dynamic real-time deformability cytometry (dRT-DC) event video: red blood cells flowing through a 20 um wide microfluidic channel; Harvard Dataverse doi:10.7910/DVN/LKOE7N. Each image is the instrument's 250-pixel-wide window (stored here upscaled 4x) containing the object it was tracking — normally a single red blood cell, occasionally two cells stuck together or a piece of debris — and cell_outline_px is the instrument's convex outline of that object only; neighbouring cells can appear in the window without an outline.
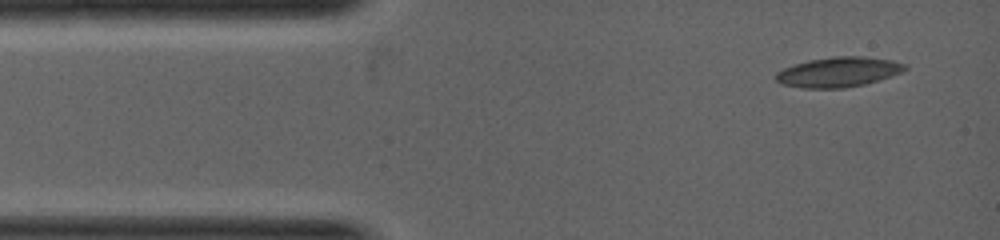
{"species": "common noctule bat (a hibernating species)", "species_latin": "Nyctalus noctula", "temperature_condition": "warm", "stored_images_in_passage": 14, "camera_frame_rate_fps": 5000, "um_per_image_px": 0.085, "animal": {"sex": "female", "body_mass_g": 19.0, "forearm_length_mm": 53.3}, "frame": {"image": 1, "passage_image": 1, "time_ms": 0.0, "image_size_px": [1000, 240], "cell_outline_px": [[908, 68], [892, 76], [864, 84], [844, 88], [800, 88], [780, 84], [772, 76], [776, 72], [784, 68], [808, 60], [832, 56], [864, 56], [892, 60], [904, 64]], "centroid_in_image_um": [71.22, 6.12], "position_along_channel_um": 13.8, "area_um2": 22.66}}
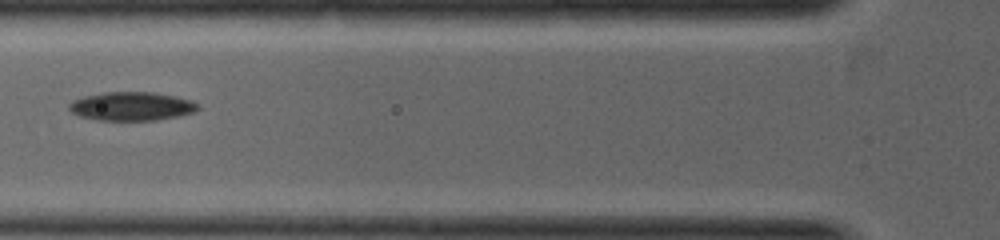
{"frame": {"image": 2, "passage_image": 10, "time_ms": 2.0, "image_size_px": [1000, 240], "cell_outline_px": [[200, 108], [196, 112], [180, 116], [156, 120], [96, 120], [80, 116], [72, 112], [68, 108], [68, 104], [72, 100], [84, 96], [104, 92], [152, 92], [176, 96], [192, 100], [200, 104]], "centroid_in_image_um": [11.23, 9.03], "position_along_channel_um": 114.6, "area_um2": 21.79}}
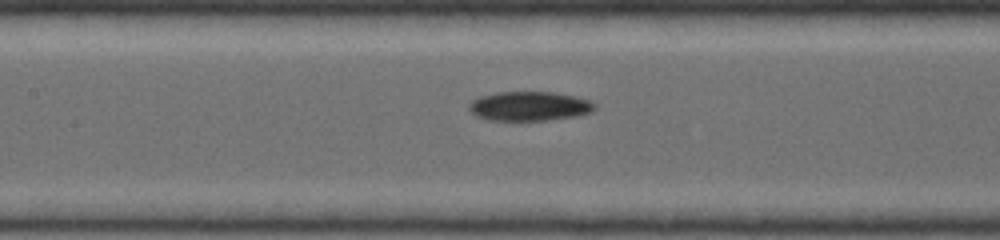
{"frame": {"image": 3, "passage_image": 13, "time_ms": 2.6, "image_size_px": [1000, 240], "cell_outline_px": [[596, 108], [592, 112], [576, 116], [548, 120], [488, 120], [476, 116], [468, 108], [468, 104], [472, 100], [480, 96], [496, 92], [556, 92], [576, 96], [592, 100], [596, 104]], "centroid_in_image_um": [45.03, 9.01], "position_along_channel_um": 162.4, "area_um2": 21.73}}